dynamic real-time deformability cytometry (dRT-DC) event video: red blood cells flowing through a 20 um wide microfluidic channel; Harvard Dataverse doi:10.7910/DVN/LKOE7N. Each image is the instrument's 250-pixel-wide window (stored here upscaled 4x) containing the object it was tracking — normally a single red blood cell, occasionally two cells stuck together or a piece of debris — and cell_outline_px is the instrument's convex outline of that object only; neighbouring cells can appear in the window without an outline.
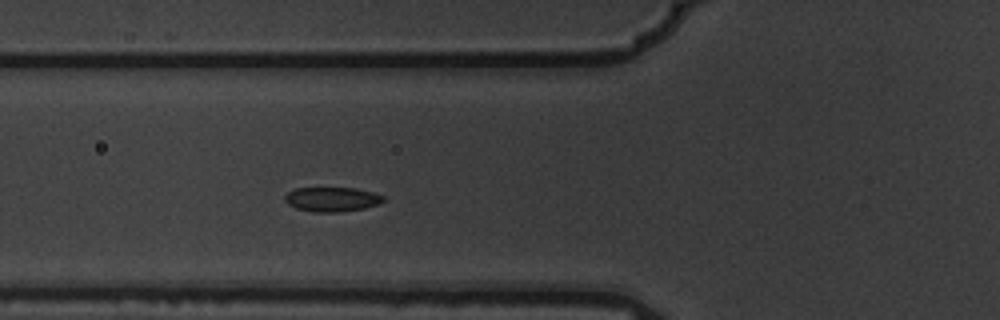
{"species": "common noctule bat (a hibernating species)", "species_latin": "Nyctalus noctula", "temperature_condition": "warm", "stored_images_in_passage": 5, "camera_frame_rate_fps": 3000, "um_per_image_px": 0.085, "animal": {"sex": "male", "body_mass_g": 19.5, "forearm_length_mm": 54.6}, "frame": {"image": 1, "passage_image": 5, "time_ms": 1.333, "image_size_px": [1000, 320], "cell_outline_px": [[384, 200], [380, 204], [364, 208], [340, 212], [312, 212], [296, 208], [288, 204], [284, 200], [284, 196], [288, 192], [296, 188], [356, 188], [372, 192], [384, 196]], "centroid_in_image_um": [28.21, 16.94], "position_along_channel_um": 97.6, "area_um2": 14.1}}